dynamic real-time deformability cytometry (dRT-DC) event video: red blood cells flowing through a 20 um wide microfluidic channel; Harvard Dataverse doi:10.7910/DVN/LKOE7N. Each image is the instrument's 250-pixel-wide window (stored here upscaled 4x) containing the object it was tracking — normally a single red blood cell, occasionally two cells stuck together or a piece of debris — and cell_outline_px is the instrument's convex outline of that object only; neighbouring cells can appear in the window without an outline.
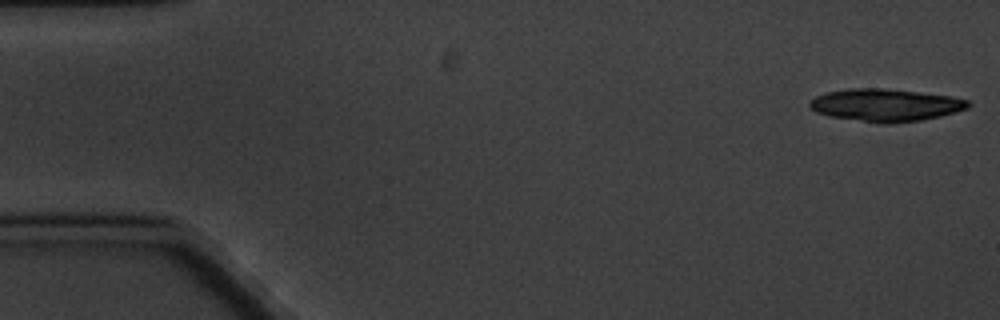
{"species": "common noctule bat (a hibernating species)", "species_latin": "Nyctalus noctula", "temperature_condition": "cold", "stored_images_in_passage": 10, "camera_frame_rate_fps": 3000, "um_per_image_px": 0.085, "animal": {"sex": "male", "body_mass_g": 20.1, "forearm_length_mm": 53.5}, "frame": {"image": 1, "passage_image": 1, "time_ms": 0.0, "image_size_px": [1000, 320], "cell_outline_px": [[972, 104], [968, 108], [940, 116], [920, 120], [888, 124], [884, 124], [828, 116], [816, 112], [808, 104], [816, 96], [828, 92], [848, 88], [884, 88], [952, 96], [968, 100]], "centroid_in_image_um": [75.28, 8.93], "position_along_channel_um": 9.7, "area_um2": 29.94}}
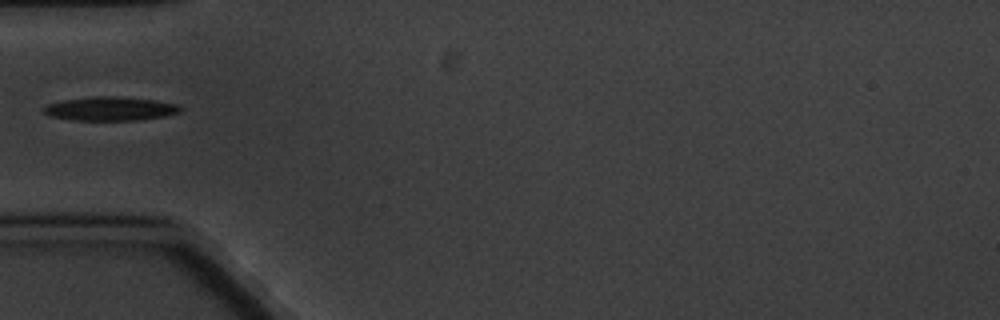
{"frame": {"image": 2, "passage_image": 6, "time_ms": 6.0, "image_size_px": [1000, 320], "cell_outline_px": [[184, 108], [180, 112], [164, 116], [136, 120], [72, 120], [52, 116], [44, 112], [44, 108], [48, 104], [64, 100], [92, 96], [116, 96], [156, 100], [180, 104]], "centroid_in_image_um": [9.44, 9.23], "position_along_channel_um": 75.6, "area_um2": 18.96}}